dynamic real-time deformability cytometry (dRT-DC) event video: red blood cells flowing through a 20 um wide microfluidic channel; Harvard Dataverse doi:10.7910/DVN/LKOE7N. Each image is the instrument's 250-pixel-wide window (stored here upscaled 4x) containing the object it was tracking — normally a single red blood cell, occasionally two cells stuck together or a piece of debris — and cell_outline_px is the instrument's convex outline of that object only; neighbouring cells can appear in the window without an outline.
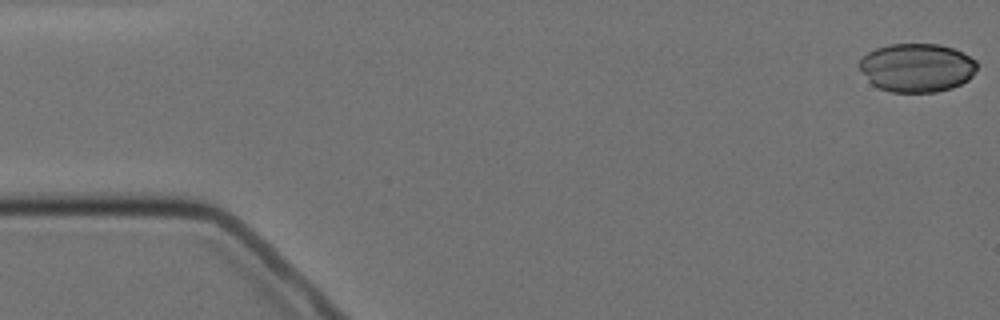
{"species": "Egyptian fruit bat (a non-hibernating species)", "species_latin": "Rousettus aegyptiacus", "temperature_condition": "cold", "stored_images_in_passage": 4, "camera_frame_rate_fps": 3000, "um_per_image_px": 0.085, "animal": {"sex": "female"}, "frame": {"image": 1, "passage_image": 1, "time_ms": 0.0, "image_size_px": [1000, 320], "cell_outline_px": [[976, 68], [972, 76], [968, 80], [952, 88], [936, 92], [892, 92], [880, 88], [872, 84], [868, 80], [856, 64], [868, 52], [876, 48], [888, 44], [940, 44], [952, 48], [976, 60]], "centroid_in_image_um": [77.91, 5.75], "position_along_channel_um": 7.1, "area_um2": 33.29}}